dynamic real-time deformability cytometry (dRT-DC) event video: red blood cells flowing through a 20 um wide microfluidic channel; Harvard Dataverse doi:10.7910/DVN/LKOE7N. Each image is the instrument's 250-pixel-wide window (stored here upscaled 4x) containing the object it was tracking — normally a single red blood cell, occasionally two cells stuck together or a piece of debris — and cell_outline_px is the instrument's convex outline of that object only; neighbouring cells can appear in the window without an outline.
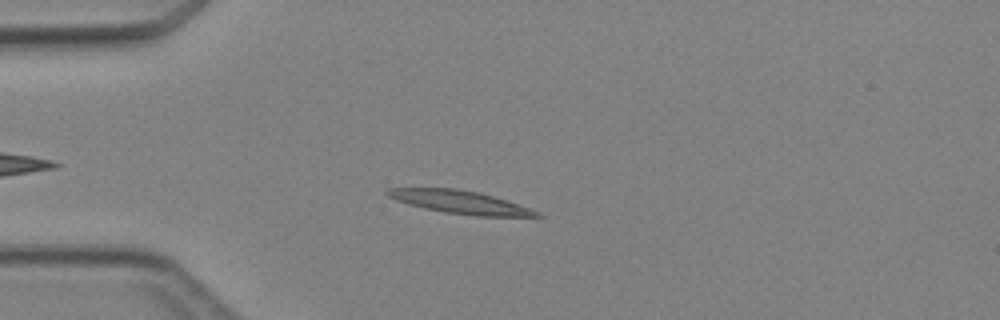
{"species": "Egyptian fruit bat (a non-hibernating species)", "species_latin": "Rousettus aegyptiacus", "temperature_condition": "cold", "stored_images_in_passage": 3, "camera_frame_rate_fps": 3000, "um_per_image_px": 0.085, "animal": {"sex": "female"}, "frame": {"image": 1, "passage_image": 3, "time_ms": 2.333, "image_size_px": [1000, 320], "cell_outline_px": [[544, 216], [476, 216], [444, 212], [424, 208], [408, 204], [396, 200], [388, 196], [384, 192], [388, 188], [456, 188], [480, 192], [540, 212]], "centroid_in_image_um": [39.05, 17.17], "position_along_channel_um": 46.0, "area_um2": 19.77}}